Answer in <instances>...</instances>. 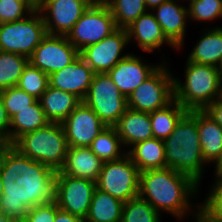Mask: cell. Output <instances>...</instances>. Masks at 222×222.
<instances>
[{
    "label": "cell",
    "instance_id": "4",
    "mask_svg": "<svg viewBox=\"0 0 222 222\" xmlns=\"http://www.w3.org/2000/svg\"><path fill=\"white\" fill-rule=\"evenodd\" d=\"M13 144L21 154L56 172L63 167L69 147L62 123L51 122L22 135Z\"/></svg>",
    "mask_w": 222,
    "mask_h": 222
},
{
    "label": "cell",
    "instance_id": "33",
    "mask_svg": "<svg viewBox=\"0 0 222 222\" xmlns=\"http://www.w3.org/2000/svg\"><path fill=\"white\" fill-rule=\"evenodd\" d=\"M215 179L209 193L199 206V215L207 222H222V173L214 170Z\"/></svg>",
    "mask_w": 222,
    "mask_h": 222
},
{
    "label": "cell",
    "instance_id": "52",
    "mask_svg": "<svg viewBox=\"0 0 222 222\" xmlns=\"http://www.w3.org/2000/svg\"><path fill=\"white\" fill-rule=\"evenodd\" d=\"M215 171L222 172V164Z\"/></svg>",
    "mask_w": 222,
    "mask_h": 222
},
{
    "label": "cell",
    "instance_id": "32",
    "mask_svg": "<svg viewBox=\"0 0 222 222\" xmlns=\"http://www.w3.org/2000/svg\"><path fill=\"white\" fill-rule=\"evenodd\" d=\"M28 63L24 55L0 51V90L17 86Z\"/></svg>",
    "mask_w": 222,
    "mask_h": 222
},
{
    "label": "cell",
    "instance_id": "28",
    "mask_svg": "<svg viewBox=\"0 0 222 222\" xmlns=\"http://www.w3.org/2000/svg\"><path fill=\"white\" fill-rule=\"evenodd\" d=\"M187 110L175 99L165 107L150 112L153 138L165 140Z\"/></svg>",
    "mask_w": 222,
    "mask_h": 222
},
{
    "label": "cell",
    "instance_id": "17",
    "mask_svg": "<svg viewBox=\"0 0 222 222\" xmlns=\"http://www.w3.org/2000/svg\"><path fill=\"white\" fill-rule=\"evenodd\" d=\"M144 62L138 55L130 53L108 72L114 84L126 98L161 66L159 63L150 65Z\"/></svg>",
    "mask_w": 222,
    "mask_h": 222
},
{
    "label": "cell",
    "instance_id": "23",
    "mask_svg": "<svg viewBox=\"0 0 222 222\" xmlns=\"http://www.w3.org/2000/svg\"><path fill=\"white\" fill-rule=\"evenodd\" d=\"M39 101L46 119L51 123H62L81 102L74 94L49 85Z\"/></svg>",
    "mask_w": 222,
    "mask_h": 222
},
{
    "label": "cell",
    "instance_id": "48",
    "mask_svg": "<svg viewBox=\"0 0 222 222\" xmlns=\"http://www.w3.org/2000/svg\"><path fill=\"white\" fill-rule=\"evenodd\" d=\"M12 222H30L27 217L13 220Z\"/></svg>",
    "mask_w": 222,
    "mask_h": 222
},
{
    "label": "cell",
    "instance_id": "22",
    "mask_svg": "<svg viewBox=\"0 0 222 222\" xmlns=\"http://www.w3.org/2000/svg\"><path fill=\"white\" fill-rule=\"evenodd\" d=\"M113 127L121 138L125 148H131L139 142L153 138L152 125L148 112L127 108Z\"/></svg>",
    "mask_w": 222,
    "mask_h": 222
},
{
    "label": "cell",
    "instance_id": "50",
    "mask_svg": "<svg viewBox=\"0 0 222 222\" xmlns=\"http://www.w3.org/2000/svg\"><path fill=\"white\" fill-rule=\"evenodd\" d=\"M195 221H197V222H207V221H205L200 215H199V218L197 219V220H195ZM194 221V222H195Z\"/></svg>",
    "mask_w": 222,
    "mask_h": 222
},
{
    "label": "cell",
    "instance_id": "30",
    "mask_svg": "<svg viewBox=\"0 0 222 222\" xmlns=\"http://www.w3.org/2000/svg\"><path fill=\"white\" fill-rule=\"evenodd\" d=\"M122 147L124 148L121 138L114 127H106L89 146L91 151L103 162L116 161L123 158L127 154V150Z\"/></svg>",
    "mask_w": 222,
    "mask_h": 222
},
{
    "label": "cell",
    "instance_id": "34",
    "mask_svg": "<svg viewBox=\"0 0 222 222\" xmlns=\"http://www.w3.org/2000/svg\"><path fill=\"white\" fill-rule=\"evenodd\" d=\"M161 214L139 196L124 202L120 222H160Z\"/></svg>",
    "mask_w": 222,
    "mask_h": 222
},
{
    "label": "cell",
    "instance_id": "13",
    "mask_svg": "<svg viewBox=\"0 0 222 222\" xmlns=\"http://www.w3.org/2000/svg\"><path fill=\"white\" fill-rule=\"evenodd\" d=\"M80 56L66 36L47 34L29 57V63L50 75Z\"/></svg>",
    "mask_w": 222,
    "mask_h": 222
},
{
    "label": "cell",
    "instance_id": "5",
    "mask_svg": "<svg viewBox=\"0 0 222 222\" xmlns=\"http://www.w3.org/2000/svg\"><path fill=\"white\" fill-rule=\"evenodd\" d=\"M46 35L42 15L35 8L21 20L0 23V51L29 58Z\"/></svg>",
    "mask_w": 222,
    "mask_h": 222
},
{
    "label": "cell",
    "instance_id": "38",
    "mask_svg": "<svg viewBox=\"0 0 222 222\" xmlns=\"http://www.w3.org/2000/svg\"><path fill=\"white\" fill-rule=\"evenodd\" d=\"M3 105L9 118L11 119L17 112L28 108L37 99L29 95L27 92L20 89L18 86H13L2 90Z\"/></svg>",
    "mask_w": 222,
    "mask_h": 222
},
{
    "label": "cell",
    "instance_id": "26",
    "mask_svg": "<svg viewBox=\"0 0 222 222\" xmlns=\"http://www.w3.org/2000/svg\"><path fill=\"white\" fill-rule=\"evenodd\" d=\"M48 123L40 101L36 100L10 119L9 142L14 143L22 135L45 127Z\"/></svg>",
    "mask_w": 222,
    "mask_h": 222
},
{
    "label": "cell",
    "instance_id": "2",
    "mask_svg": "<svg viewBox=\"0 0 222 222\" xmlns=\"http://www.w3.org/2000/svg\"><path fill=\"white\" fill-rule=\"evenodd\" d=\"M166 167L189 177L200 186L208 165L203 159L196 124V110L187 111L164 140ZM203 174V175H202Z\"/></svg>",
    "mask_w": 222,
    "mask_h": 222
},
{
    "label": "cell",
    "instance_id": "1",
    "mask_svg": "<svg viewBox=\"0 0 222 222\" xmlns=\"http://www.w3.org/2000/svg\"><path fill=\"white\" fill-rule=\"evenodd\" d=\"M198 188L189 177L165 167L140 172L138 196L148 201L160 214L165 212L180 220L191 213L197 220L199 207L193 210L195 206L191 201L196 198Z\"/></svg>",
    "mask_w": 222,
    "mask_h": 222
},
{
    "label": "cell",
    "instance_id": "15",
    "mask_svg": "<svg viewBox=\"0 0 222 222\" xmlns=\"http://www.w3.org/2000/svg\"><path fill=\"white\" fill-rule=\"evenodd\" d=\"M69 147H89L107 126L83 101L62 122Z\"/></svg>",
    "mask_w": 222,
    "mask_h": 222
},
{
    "label": "cell",
    "instance_id": "12",
    "mask_svg": "<svg viewBox=\"0 0 222 222\" xmlns=\"http://www.w3.org/2000/svg\"><path fill=\"white\" fill-rule=\"evenodd\" d=\"M95 189L96 182L56 172L55 202L72 215L87 217Z\"/></svg>",
    "mask_w": 222,
    "mask_h": 222
},
{
    "label": "cell",
    "instance_id": "9",
    "mask_svg": "<svg viewBox=\"0 0 222 222\" xmlns=\"http://www.w3.org/2000/svg\"><path fill=\"white\" fill-rule=\"evenodd\" d=\"M139 175L138 167L126 154L119 160L103 163L96 188L127 202L138 197Z\"/></svg>",
    "mask_w": 222,
    "mask_h": 222
},
{
    "label": "cell",
    "instance_id": "46",
    "mask_svg": "<svg viewBox=\"0 0 222 222\" xmlns=\"http://www.w3.org/2000/svg\"><path fill=\"white\" fill-rule=\"evenodd\" d=\"M0 222H12V220L0 214Z\"/></svg>",
    "mask_w": 222,
    "mask_h": 222
},
{
    "label": "cell",
    "instance_id": "18",
    "mask_svg": "<svg viewBox=\"0 0 222 222\" xmlns=\"http://www.w3.org/2000/svg\"><path fill=\"white\" fill-rule=\"evenodd\" d=\"M152 11L166 39L176 50L181 49L186 37V24L189 21L188 7L175 0H167Z\"/></svg>",
    "mask_w": 222,
    "mask_h": 222
},
{
    "label": "cell",
    "instance_id": "8",
    "mask_svg": "<svg viewBox=\"0 0 222 222\" xmlns=\"http://www.w3.org/2000/svg\"><path fill=\"white\" fill-rule=\"evenodd\" d=\"M20 172L15 182L23 187L30 208L55 201L56 171L20 153Z\"/></svg>",
    "mask_w": 222,
    "mask_h": 222
},
{
    "label": "cell",
    "instance_id": "24",
    "mask_svg": "<svg viewBox=\"0 0 222 222\" xmlns=\"http://www.w3.org/2000/svg\"><path fill=\"white\" fill-rule=\"evenodd\" d=\"M207 29L203 30L187 61L217 67L222 59V26Z\"/></svg>",
    "mask_w": 222,
    "mask_h": 222
},
{
    "label": "cell",
    "instance_id": "47",
    "mask_svg": "<svg viewBox=\"0 0 222 222\" xmlns=\"http://www.w3.org/2000/svg\"><path fill=\"white\" fill-rule=\"evenodd\" d=\"M217 69H218V72L220 74V78H221V81H222V59H221L219 65L217 66Z\"/></svg>",
    "mask_w": 222,
    "mask_h": 222
},
{
    "label": "cell",
    "instance_id": "44",
    "mask_svg": "<svg viewBox=\"0 0 222 222\" xmlns=\"http://www.w3.org/2000/svg\"><path fill=\"white\" fill-rule=\"evenodd\" d=\"M14 148V144L8 140L0 139V173L3 170L8 153Z\"/></svg>",
    "mask_w": 222,
    "mask_h": 222
},
{
    "label": "cell",
    "instance_id": "37",
    "mask_svg": "<svg viewBox=\"0 0 222 222\" xmlns=\"http://www.w3.org/2000/svg\"><path fill=\"white\" fill-rule=\"evenodd\" d=\"M35 8L31 0H0V23L21 20Z\"/></svg>",
    "mask_w": 222,
    "mask_h": 222
},
{
    "label": "cell",
    "instance_id": "27",
    "mask_svg": "<svg viewBox=\"0 0 222 222\" xmlns=\"http://www.w3.org/2000/svg\"><path fill=\"white\" fill-rule=\"evenodd\" d=\"M124 202L95 189L85 222H120Z\"/></svg>",
    "mask_w": 222,
    "mask_h": 222
},
{
    "label": "cell",
    "instance_id": "40",
    "mask_svg": "<svg viewBox=\"0 0 222 222\" xmlns=\"http://www.w3.org/2000/svg\"><path fill=\"white\" fill-rule=\"evenodd\" d=\"M21 175L20 152L14 147L6 158L3 170L0 173L2 181H15Z\"/></svg>",
    "mask_w": 222,
    "mask_h": 222
},
{
    "label": "cell",
    "instance_id": "29",
    "mask_svg": "<svg viewBox=\"0 0 222 222\" xmlns=\"http://www.w3.org/2000/svg\"><path fill=\"white\" fill-rule=\"evenodd\" d=\"M30 207L25 203V193L15 181H3V195L0 198V214L13 220L25 218Z\"/></svg>",
    "mask_w": 222,
    "mask_h": 222
},
{
    "label": "cell",
    "instance_id": "42",
    "mask_svg": "<svg viewBox=\"0 0 222 222\" xmlns=\"http://www.w3.org/2000/svg\"><path fill=\"white\" fill-rule=\"evenodd\" d=\"M204 111L213 118V120L222 127V97L216 99L208 105Z\"/></svg>",
    "mask_w": 222,
    "mask_h": 222
},
{
    "label": "cell",
    "instance_id": "51",
    "mask_svg": "<svg viewBox=\"0 0 222 222\" xmlns=\"http://www.w3.org/2000/svg\"><path fill=\"white\" fill-rule=\"evenodd\" d=\"M36 6L42 1V0H31Z\"/></svg>",
    "mask_w": 222,
    "mask_h": 222
},
{
    "label": "cell",
    "instance_id": "41",
    "mask_svg": "<svg viewBox=\"0 0 222 222\" xmlns=\"http://www.w3.org/2000/svg\"><path fill=\"white\" fill-rule=\"evenodd\" d=\"M10 118L3 105V94L0 90V139L9 141Z\"/></svg>",
    "mask_w": 222,
    "mask_h": 222
},
{
    "label": "cell",
    "instance_id": "39",
    "mask_svg": "<svg viewBox=\"0 0 222 222\" xmlns=\"http://www.w3.org/2000/svg\"><path fill=\"white\" fill-rule=\"evenodd\" d=\"M56 216V202L36 205L29 209L26 217L30 222H54Z\"/></svg>",
    "mask_w": 222,
    "mask_h": 222
},
{
    "label": "cell",
    "instance_id": "21",
    "mask_svg": "<svg viewBox=\"0 0 222 222\" xmlns=\"http://www.w3.org/2000/svg\"><path fill=\"white\" fill-rule=\"evenodd\" d=\"M103 163L89 147H68L64 165L59 172L96 182Z\"/></svg>",
    "mask_w": 222,
    "mask_h": 222
},
{
    "label": "cell",
    "instance_id": "16",
    "mask_svg": "<svg viewBox=\"0 0 222 222\" xmlns=\"http://www.w3.org/2000/svg\"><path fill=\"white\" fill-rule=\"evenodd\" d=\"M95 72L79 56L71 64L48 75L49 86L69 92L83 101L89 91Z\"/></svg>",
    "mask_w": 222,
    "mask_h": 222
},
{
    "label": "cell",
    "instance_id": "3",
    "mask_svg": "<svg viewBox=\"0 0 222 222\" xmlns=\"http://www.w3.org/2000/svg\"><path fill=\"white\" fill-rule=\"evenodd\" d=\"M184 82L174 76V99L187 111L204 110L222 97V81L217 67L186 60Z\"/></svg>",
    "mask_w": 222,
    "mask_h": 222
},
{
    "label": "cell",
    "instance_id": "36",
    "mask_svg": "<svg viewBox=\"0 0 222 222\" xmlns=\"http://www.w3.org/2000/svg\"><path fill=\"white\" fill-rule=\"evenodd\" d=\"M189 19L206 22L222 18V0H190L188 3Z\"/></svg>",
    "mask_w": 222,
    "mask_h": 222
},
{
    "label": "cell",
    "instance_id": "31",
    "mask_svg": "<svg viewBox=\"0 0 222 222\" xmlns=\"http://www.w3.org/2000/svg\"><path fill=\"white\" fill-rule=\"evenodd\" d=\"M109 7L117 28H126L149 10L144 0H103Z\"/></svg>",
    "mask_w": 222,
    "mask_h": 222
},
{
    "label": "cell",
    "instance_id": "49",
    "mask_svg": "<svg viewBox=\"0 0 222 222\" xmlns=\"http://www.w3.org/2000/svg\"><path fill=\"white\" fill-rule=\"evenodd\" d=\"M2 195H3V181H2L1 176H0V198H1Z\"/></svg>",
    "mask_w": 222,
    "mask_h": 222
},
{
    "label": "cell",
    "instance_id": "25",
    "mask_svg": "<svg viewBox=\"0 0 222 222\" xmlns=\"http://www.w3.org/2000/svg\"><path fill=\"white\" fill-rule=\"evenodd\" d=\"M126 149L139 172L166 167L164 140L151 138Z\"/></svg>",
    "mask_w": 222,
    "mask_h": 222
},
{
    "label": "cell",
    "instance_id": "20",
    "mask_svg": "<svg viewBox=\"0 0 222 222\" xmlns=\"http://www.w3.org/2000/svg\"><path fill=\"white\" fill-rule=\"evenodd\" d=\"M196 124L203 159L216 170L222 164V127L204 110H196Z\"/></svg>",
    "mask_w": 222,
    "mask_h": 222
},
{
    "label": "cell",
    "instance_id": "14",
    "mask_svg": "<svg viewBox=\"0 0 222 222\" xmlns=\"http://www.w3.org/2000/svg\"><path fill=\"white\" fill-rule=\"evenodd\" d=\"M129 39L124 28H117L109 36L80 51V56L95 73H108L120 60L130 53L122 54Z\"/></svg>",
    "mask_w": 222,
    "mask_h": 222
},
{
    "label": "cell",
    "instance_id": "43",
    "mask_svg": "<svg viewBox=\"0 0 222 222\" xmlns=\"http://www.w3.org/2000/svg\"><path fill=\"white\" fill-rule=\"evenodd\" d=\"M54 222H85L81 217L70 214L61 210L56 203V216Z\"/></svg>",
    "mask_w": 222,
    "mask_h": 222
},
{
    "label": "cell",
    "instance_id": "11",
    "mask_svg": "<svg viewBox=\"0 0 222 222\" xmlns=\"http://www.w3.org/2000/svg\"><path fill=\"white\" fill-rule=\"evenodd\" d=\"M101 0H42L36 8L42 15L46 32L67 36L92 4Z\"/></svg>",
    "mask_w": 222,
    "mask_h": 222
},
{
    "label": "cell",
    "instance_id": "45",
    "mask_svg": "<svg viewBox=\"0 0 222 222\" xmlns=\"http://www.w3.org/2000/svg\"><path fill=\"white\" fill-rule=\"evenodd\" d=\"M146 7L148 10L154 9L155 7H158L162 3L166 2L167 0H144Z\"/></svg>",
    "mask_w": 222,
    "mask_h": 222
},
{
    "label": "cell",
    "instance_id": "35",
    "mask_svg": "<svg viewBox=\"0 0 222 222\" xmlns=\"http://www.w3.org/2000/svg\"><path fill=\"white\" fill-rule=\"evenodd\" d=\"M49 85L48 75L30 63L24 68L18 87L39 100Z\"/></svg>",
    "mask_w": 222,
    "mask_h": 222
},
{
    "label": "cell",
    "instance_id": "10",
    "mask_svg": "<svg viewBox=\"0 0 222 222\" xmlns=\"http://www.w3.org/2000/svg\"><path fill=\"white\" fill-rule=\"evenodd\" d=\"M116 29L108 5L101 0L88 7L66 37L80 52L85 47L109 36Z\"/></svg>",
    "mask_w": 222,
    "mask_h": 222
},
{
    "label": "cell",
    "instance_id": "7",
    "mask_svg": "<svg viewBox=\"0 0 222 222\" xmlns=\"http://www.w3.org/2000/svg\"><path fill=\"white\" fill-rule=\"evenodd\" d=\"M83 102L107 127H113L128 108L127 98L108 73H95Z\"/></svg>",
    "mask_w": 222,
    "mask_h": 222
},
{
    "label": "cell",
    "instance_id": "6",
    "mask_svg": "<svg viewBox=\"0 0 222 222\" xmlns=\"http://www.w3.org/2000/svg\"><path fill=\"white\" fill-rule=\"evenodd\" d=\"M165 61L127 97L128 108L150 113L174 100V76Z\"/></svg>",
    "mask_w": 222,
    "mask_h": 222
},
{
    "label": "cell",
    "instance_id": "19",
    "mask_svg": "<svg viewBox=\"0 0 222 222\" xmlns=\"http://www.w3.org/2000/svg\"><path fill=\"white\" fill-rule=\"evenodd\" d=\"M129 42L136 41V46L142 51L150 53L159 49L162 45L175 48L164 36L161 26L156 20L153 12H146L140 15L126 28Z\"/></svg>",
    "mask_w": 222,
    "mask_h": 222
}]
</instances>
